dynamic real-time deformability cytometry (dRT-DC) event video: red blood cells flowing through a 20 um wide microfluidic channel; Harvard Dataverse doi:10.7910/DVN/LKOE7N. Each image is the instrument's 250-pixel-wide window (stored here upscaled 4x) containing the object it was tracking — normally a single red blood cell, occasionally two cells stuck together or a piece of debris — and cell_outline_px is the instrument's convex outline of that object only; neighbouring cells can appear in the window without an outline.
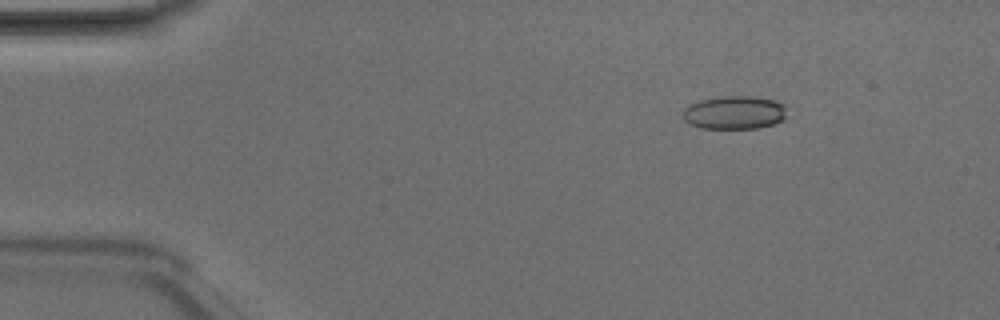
{"species": "Egyptian fruit bat (a non-hibernating species)", "species_latin": "Rousettus aegyptiacus", "temperature_condition": "room temperature", "stored_images_in_passage": 4, "camera_frame_rate_fps": 3000, "um_per_image_px": 0.085, "animal": {"sex": "male"}, "frame": {"image": 1, "passage_image": 2, "time_ms": 0.333, "image_size_px": [1000, 320], "cell_outline_px": [[784, 120], [760, 128], [700, 128], [688, 124], [680, 116], [684, 108], [700, 100], [720, 96], [752, 96], [772, 100], [784, 104]], "centroid_in_image_um": [62.36, 9.57], "position_along_channel_um": 22.6, "area_um2": 20.23}}